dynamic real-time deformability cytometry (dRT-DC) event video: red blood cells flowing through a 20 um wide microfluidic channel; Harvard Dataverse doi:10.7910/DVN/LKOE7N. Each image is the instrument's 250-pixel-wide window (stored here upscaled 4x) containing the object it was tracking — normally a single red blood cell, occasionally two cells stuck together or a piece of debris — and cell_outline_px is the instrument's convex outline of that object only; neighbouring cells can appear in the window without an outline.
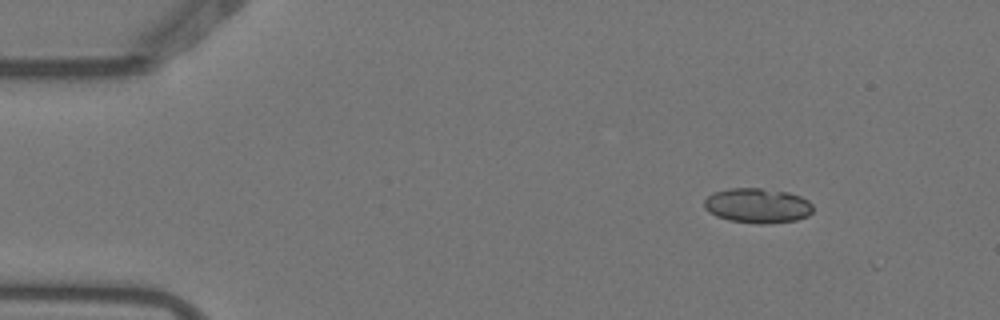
{"species": "Egyptian fruit bat (a non-hibernating species)", "species_latin": "Rousettus aegyptiacus", "temperature_condition": "warm", "stored_images_in_passage": 4, "camera_frame_rate_fps": 3000, "um_per_image_px": 0.085, "animal": {"sex": "female"}, "frame": {"image": 1, "passage_image": 1, "time_ms": 0.0, "image_size_px": [1000, 320], "cell_outline_px": [[812, 212], [808, 216], [796, 220], [768, 224], [756, 224], [728, 220], [716, 216], [708, 212], [704, 208], [704, 200], [712, 192], [728, 188], [760, 188], [788, 192], [800, 196], [808, 200], [812, 204]], "centroid_in_image_um": [64.37, 17.48], "position_along_channel_um": 20.6, "area_um2": 22.37}}